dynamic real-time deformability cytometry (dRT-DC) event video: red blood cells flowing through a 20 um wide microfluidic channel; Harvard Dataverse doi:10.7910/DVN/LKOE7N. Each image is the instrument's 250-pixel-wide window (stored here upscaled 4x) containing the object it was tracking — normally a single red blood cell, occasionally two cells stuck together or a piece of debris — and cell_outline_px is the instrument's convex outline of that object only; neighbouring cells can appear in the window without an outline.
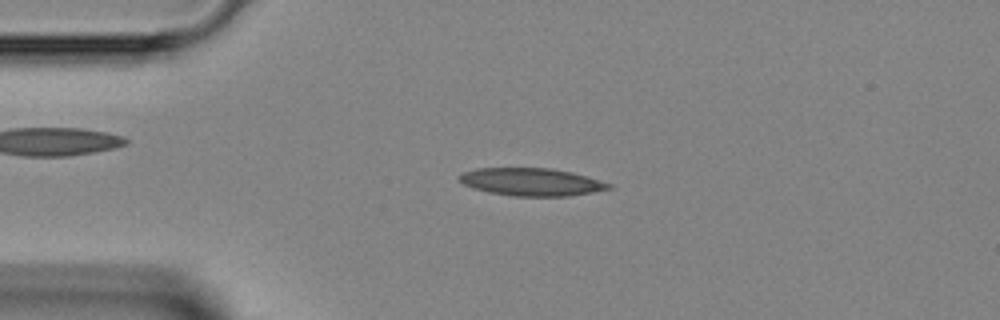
{"species": "Egyptian fruit bat (a non-hibernating species)", "species_latin": "Rousettus aegyptiacus", "temperature_condition": "room temperature", "stored_images_in_passage": 43, "camera_frame_rate_fps": 3000, "um_per_image_px": 0.085, "animal": {"sex": "female"}, "frame": {"image": 1, "passage_image": 9, "time_ms": 2.667, "image_size_px": [1000, 320], "cell_outline_px": [[616, 188], [568, 196], [512, 196], [488, 192], [472, 188], [464, 184], [456, 176], [464, 172], [476, 168], [552, 168], [572, 172], [612, 184]], "centroid_in_image_um": [45.18, 15.46], "position_along_channel_um": 39.8, "area_um2": 24.22}}
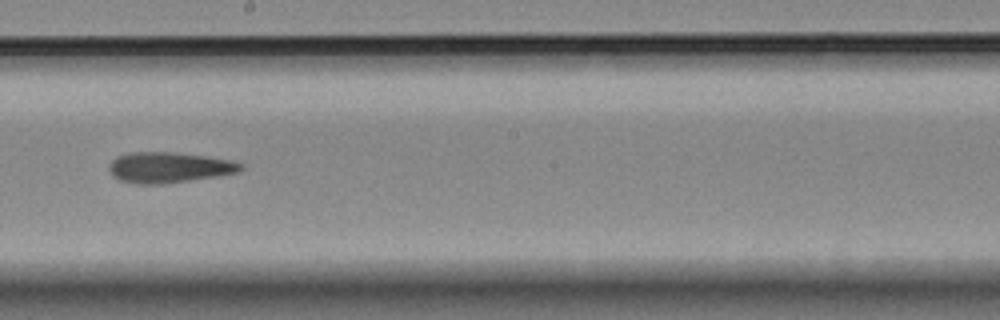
{"frame": {"image": 2, "passage_image": 24, "time_ms": 7.667, "image_size_px": [1000, 320], "cell_outline_px": [[244, 168], [236, 172], [220, 176], [164, 184], [136, 184], [120, 180], [112, 176], [108, 168], [108, 164], [116, 156], [128, 152], [168, 152], [204, 156], [232, 160], [244, 164]], "centroid_in_image_um": [14.34, 14.24], "position_along_channel_um": 233.9, "area_um2": 23.7}}
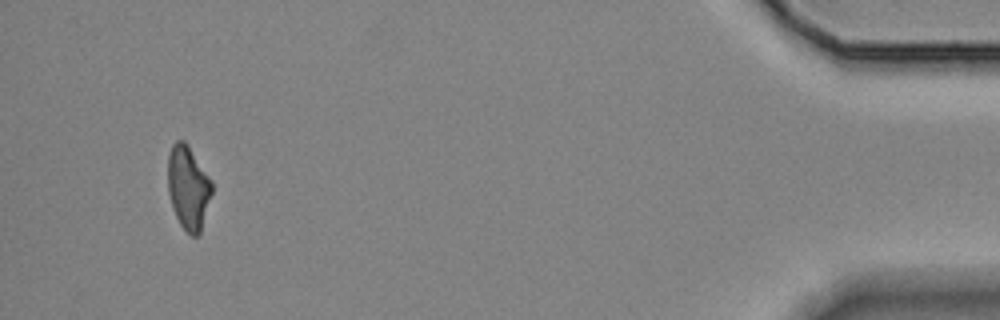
{"frame": {"image": 3, "passage_image": 42, "time_ms": 13.667, "image_size_px": [1000, 320], "cell_outline_px": [[212, 192], [200, 232], [196, 236], [192, 236], [180, 224], [172, 208], [168, 192], [168, 156], [172, 144], [176, 140], [184, 140], [188, 144], [212, 180]], "centroid_in_image_um": [15.99, 15.9], "position_along_channel_um": 419.2, "area_um2": 21.44}}